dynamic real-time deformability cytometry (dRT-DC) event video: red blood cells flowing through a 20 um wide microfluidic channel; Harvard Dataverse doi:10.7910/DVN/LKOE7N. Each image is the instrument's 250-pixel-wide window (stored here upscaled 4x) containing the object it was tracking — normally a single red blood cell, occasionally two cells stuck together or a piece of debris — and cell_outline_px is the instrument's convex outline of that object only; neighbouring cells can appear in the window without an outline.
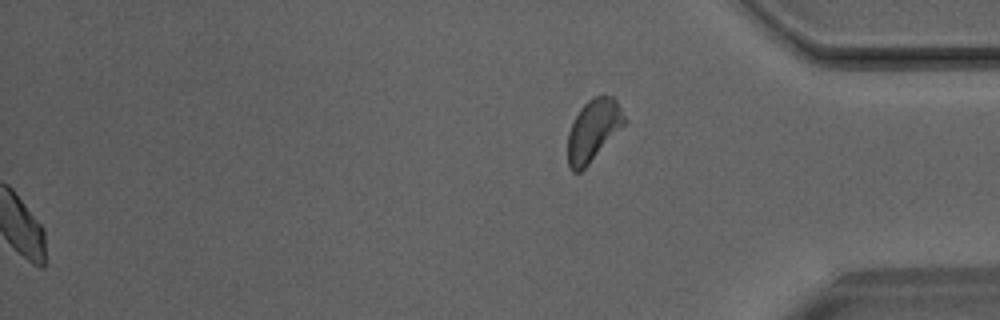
{"species": "Egyptian fruit bat (a non-hibernating species)", "species_latin": "Rousettus aegyptiacus", "temperature_condition": "room temperature", "stored_images_in_passage": 48, "segment_of_instrument_passage": [2, 2], "camera_frame_rate_fps": 3000, "um_per_image_px": 0.085, "animal": {"sex": "male"}, "frame": {"image": 1, "passage_image": 48, "time_ms": 15.667, "image_size_px": [1000, 320], "cell_outline_px": [[628, 120], [588, 164], [580, 172], [572, 172], [568, 168], [568, 132], [580, 108], [588, 100], [596, 96], [612, 96], [616, 100]], "centroid_in_image_um": [50.42, 11.07], "position_along_channel_um": 384.8, "area_um2": 20.06}}